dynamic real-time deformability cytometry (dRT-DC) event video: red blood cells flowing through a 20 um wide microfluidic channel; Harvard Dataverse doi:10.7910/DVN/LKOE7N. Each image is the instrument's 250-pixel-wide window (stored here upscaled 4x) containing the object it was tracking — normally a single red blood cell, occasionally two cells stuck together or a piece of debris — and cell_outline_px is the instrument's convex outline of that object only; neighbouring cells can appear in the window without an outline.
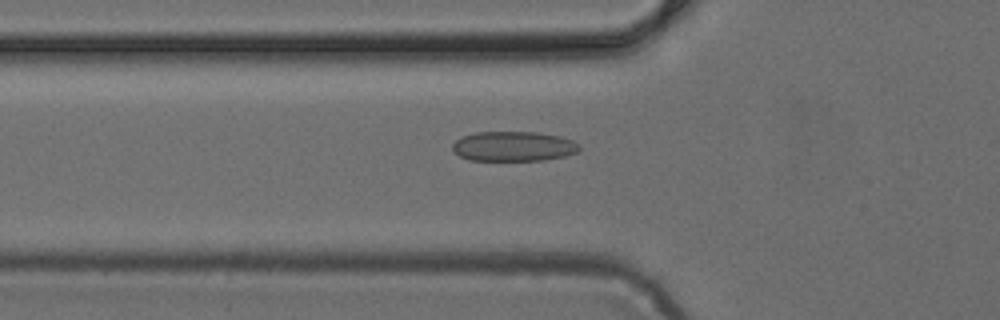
{"species": "common noctule bat (a hibernating species)", "species_latin": "Nyctalus noctula", "temperature_condition": "cold", "stored_images_in_passage": 49, "camera_frame_rate_fps": 3000, "um_per_image_px": 0.085, "animal": {"sex": "female", "body_mass_g": 24.6, "forearm_length_mm": 56.2}, "frame": {"image": 1, "passage_image": 17, "time_ms": 5.333, "image_size_px": [1000, 320], "cell_outline_px": [[580, 148], [576, 152], [564, 156], [544, 160], [468, 160], [452, 152], [452, 144], [456, 140], [464, 136], [476, 132], [536, 132], [560, 136], [572, 140], [580, 144]], "centroid_in_image_um": [43.63, 12.44], "position_along_channel_um": 82.2, "area_um2": 22.08}}
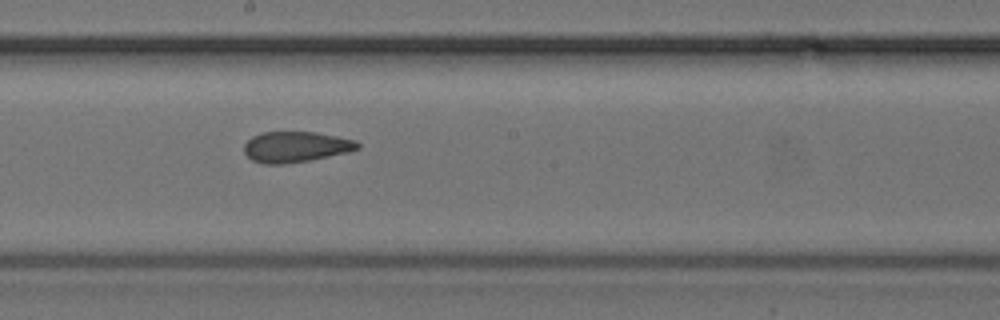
{"frame": {"image": 2, "passage_image": 27, "time_ms": 8.667, "image_size_px": [1000, 320], "cell_outline_px": [[360, 148], [348, 152], [308, 160], [284, 164], [264, 164], [252, 160], [244, 152], [244, 144], [252, 136], [260, 132], [316, 132], [356, 140], [360, 144]], "centroid_in_image_um": [25.13, 12.47], "position_along_channel_um": 223.1, "area_um2": 20.29}}
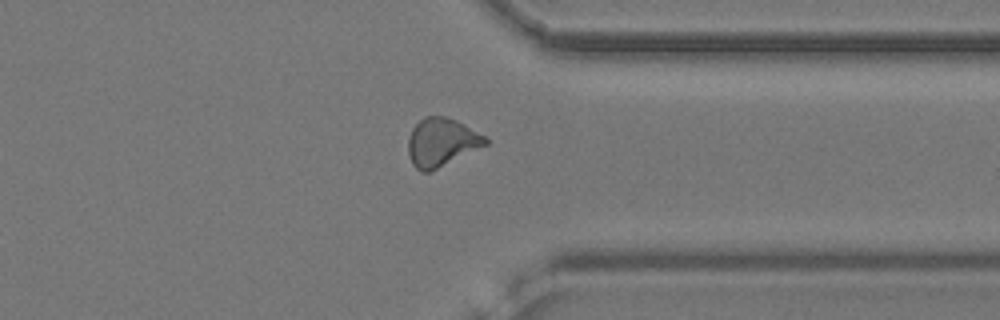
{"frame": {"image": 3, "passage_image": 38, "time_ms": 12.333, "image_size_px": [1000, 320], "cell_outline_px": [[488, 144], [428, 172], [420, 172], [412, 164], [408, 156], [408, 136], [412, 128], [424, 116], [444, 116], [456, 120], [464, 124], [484, 136], [488, 140]], "centroid_in_image_um": [37.49, 12.08], "position_along_channel_um": 373.9, "area_um2": 21.56}}